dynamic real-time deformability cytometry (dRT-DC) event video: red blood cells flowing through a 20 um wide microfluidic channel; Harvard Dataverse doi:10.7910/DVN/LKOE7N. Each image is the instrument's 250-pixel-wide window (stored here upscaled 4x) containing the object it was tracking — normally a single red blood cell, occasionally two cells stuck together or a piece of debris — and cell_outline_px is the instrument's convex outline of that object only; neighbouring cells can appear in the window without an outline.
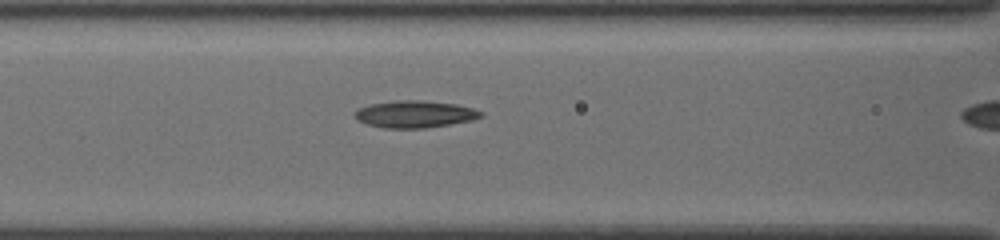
{"species": "common noctule bat (a hibernating species)", "species_latin": "Nyctalus noctula", "temperature_condition": "cold", "stored_images_in_passage": 4, "camera_frame_rate_fps": 3000, "um_per_image_px": 0.085, "animal": {"sex": "female", "body_mass_g": 19.5, "forearm_length_mm": 54.1}, "frame": {"image": 1, "passage_image": 3, "time_ms": 0.667, "image_size_px": [1000, 240], "cell_outline_px": [[484, 116], [468, 120], [448, 124], [424, 128], [384, 128], [368, 124], [360, 120], [356, 116], [356, 112], [360, 108], [372, 104], [396, 100], [420, 100], [456, 104], [472, 108], [484, 112]], "centroid_in_image_um": [35.3, 9.69], "position_along_channel_um": 131.3, "area_um2": 19.42}}